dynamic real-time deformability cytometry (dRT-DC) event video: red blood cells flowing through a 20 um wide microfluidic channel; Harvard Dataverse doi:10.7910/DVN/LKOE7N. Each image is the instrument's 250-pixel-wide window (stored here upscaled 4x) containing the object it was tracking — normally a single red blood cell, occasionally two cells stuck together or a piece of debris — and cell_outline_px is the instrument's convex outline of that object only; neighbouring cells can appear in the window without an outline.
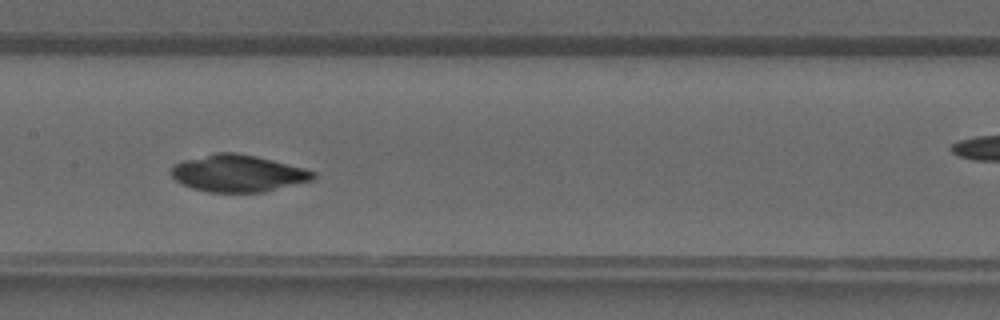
{"species": "common noctule bat (a hibernating species)", "species_latin": "Nyctalus noctula", "temperature_condition": "warm", "stored_images_in_passage": 30, "camera_frame_rate_fps": 3000, "um_per_image_px": 0.085, "animal": {"sex": "male", "forearm_length_mm": 52.5}, "frame": {"image": 1, "passage_image": 17, "time_ms": 5.333, "image_size_px": [1000, 320], "cell_outline_px": [[316, 176], [312, 180], [264, 192], [208, 192], [192, 188], [176, 180], [172, 176], [172, 168], [176, 164], [184, 160], [216, 152], [236, 152], [256, 156], [304, 168], [316, 172]], "centroid_in_image_um": [20.25, 14.73], "position_along_channel_um": 187.2, "area_um2": 30.35}}
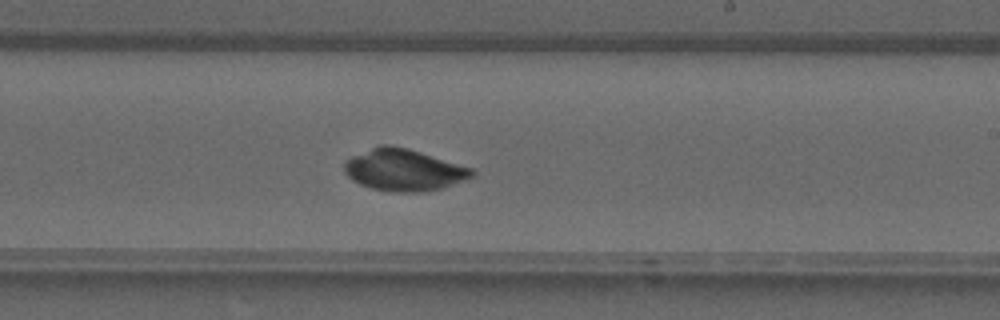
{"frame": {"image": 2, "passage_image": 21, "time_ms": 6.667, "image_size_px": [1000, 320], "cell_outline_px": [[476, 172], [472, 176], [464, 180], [444, 188], [424, 192], [392, 192], [372, 188], [360, 184], [352, 180], [344, 172], [344, 160], [352, 156], [380, 144], [388, 144], [408, 148], [472, 168]], "centroid_in_image_um": [34.31, 14.45], "position_along_channel_um": 254.7, "area_um2": 31.15}}
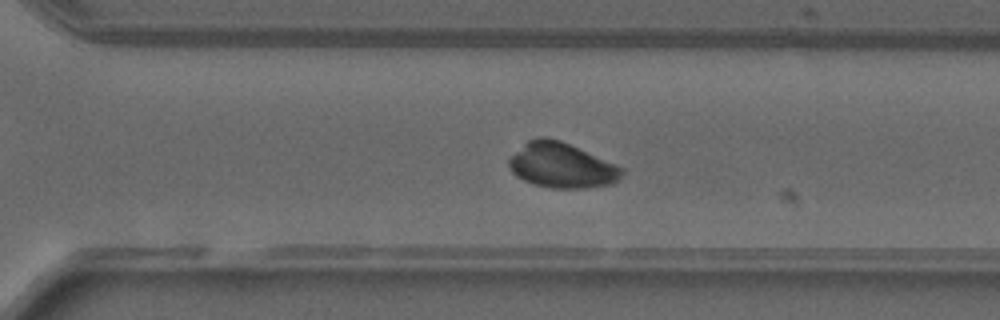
{"frame": {"image": 3, "passage_image": 25, "time_ms": 8.0, "image_size_px": [1000, 320], "cell_outline_px": [[624, 172], [612, 184], [588, 188], [552, 188], [532, 184], [516, 176], [508, 168], [508, 160], [528, 140], [540, 136], [544, 136], [560, 140], [616, 164], [624, 168]], "centroid_in_image_um": [47.73, 14.06], "position_along_channel_um": 322.9, "area_um2": 29.59}}